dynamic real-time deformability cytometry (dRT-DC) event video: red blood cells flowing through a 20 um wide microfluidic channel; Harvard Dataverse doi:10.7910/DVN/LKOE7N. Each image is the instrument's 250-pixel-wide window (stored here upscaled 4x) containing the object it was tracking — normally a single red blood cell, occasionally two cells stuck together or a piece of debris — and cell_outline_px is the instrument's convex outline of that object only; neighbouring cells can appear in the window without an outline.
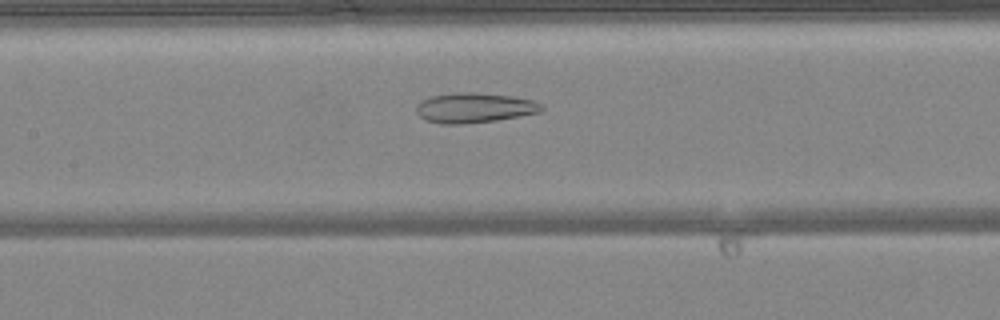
{"species": "common noctule bat (a hibernating species)", "species_latin": "Nyctalus noctula", "temperature_condition": "warm", "stored_images_in_passage": 46, "camera_frame_rate_fps": 3000, "um_per_image_px": 0.085, "animal": {"sex": "female", "body_mass_g": 24.6, "forearm_length_mm": 56.2}, "frame": {"image": 1, "passage_image": 23, "time_ms": 7.333, "image_size_px": [1000, 320], "cell_outline_px": [[544, 108], [540, 112], [496, 120], [464, 124], [440, 124], [424, 120], [416, 112], [416, 104], [420, 100], [432, 96], [456, 92], [476, 92], [512, 96], [532, 100], [540, 104]], "centroid_in_image_um": [40.26, 9.16], "position_along_channel_um": 167.1, "area_um2": 21.96}}
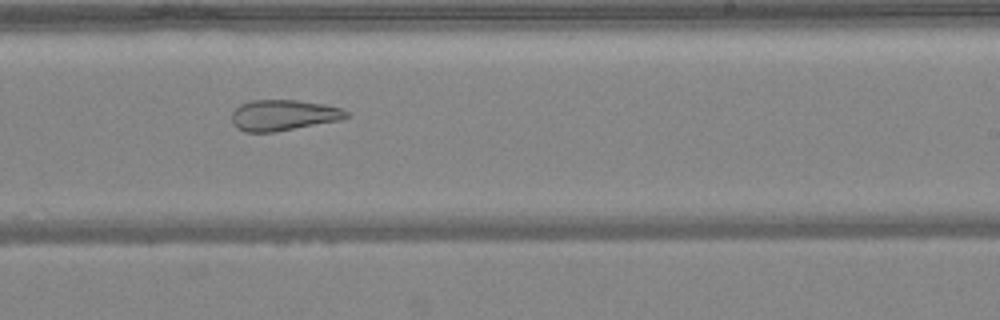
{"frame": {"image": 2, "passage_image": 30, "time_ms": 9.667, "image_size_px": [1000, 320], "cell_outline_px": [[348, 116], [340, 120], [276, 132], [244, 132], [236, 128], [232, 124], [232, 112], [240, 104], [252, 100], [296, 100], [324, 104], [340, 108], [348, 112]], "centroid_in_image_um": [24.05, 9.8], "position_along_channel_um": 264.9, "area_um2": 20.63}}
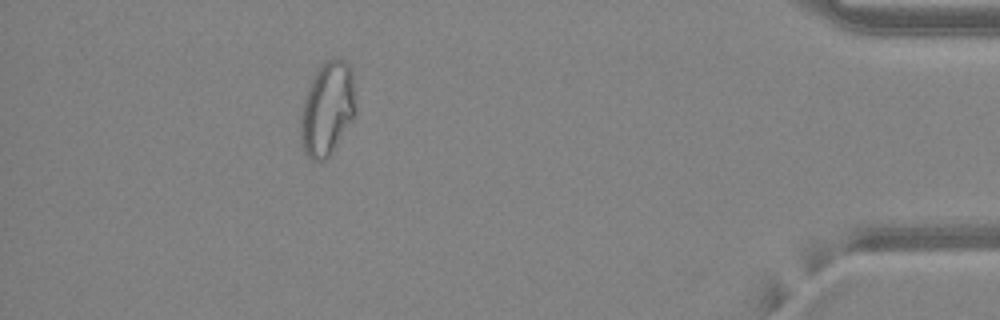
{"frame": {"image": 3, "passage_image": 44, "time_ms": 14.333, "image_size_px": [1000, 320], "cell_outline_px": [[356, 116], [332, 152], [324, 160], [312, 160], [304, 152], [300, 140], [300, 116], [308, 84], [324, 60], [340, 60], [348, 64], [352, 72], [356, 100]], "centroid_in_image_um": [27.83, 9.27], "position_along_channel_um": 407.4, "area_um2": 30.29}}